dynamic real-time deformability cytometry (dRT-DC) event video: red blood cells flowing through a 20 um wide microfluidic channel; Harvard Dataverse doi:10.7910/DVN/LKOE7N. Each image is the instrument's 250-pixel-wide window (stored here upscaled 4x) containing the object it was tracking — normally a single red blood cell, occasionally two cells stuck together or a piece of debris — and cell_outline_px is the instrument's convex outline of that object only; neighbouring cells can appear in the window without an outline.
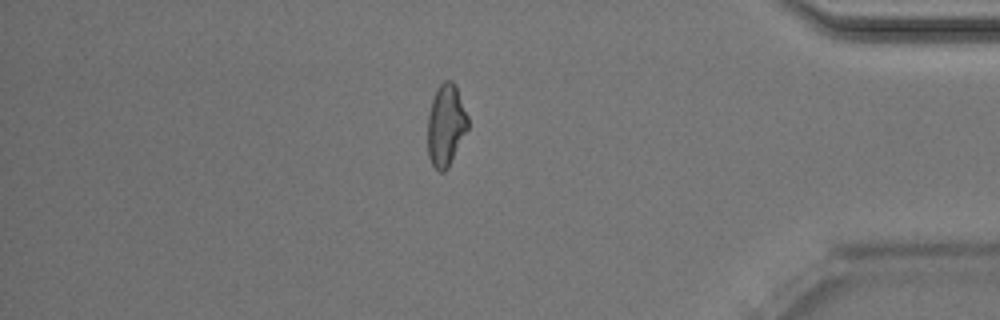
{"species": "Egyptian fruit bat (a non-hibernating species)", "species_latin": "Rousettus aegyptiacus", "temperature_condition": "room temperature", "stored_images_in_passage": 47, "camera_frame_rate_fps": 3000, "um_per_image_px": 0.085, "animal": {"sex": "male"}, "frame": {"image": 1, "passage_image": 40, "time_ms": 13.0, "image_size_px": [1000, 320], "cell_outline_px": [[468, 128], [448, 168], [444, 172], [440, 172], [432, 164], [428, 156], [428, 116], [432, 100], [436, 88], [444, 80], [452, 80], [456, 84], [468, 116]], "centroid_in_image_um": [37.91, 10.61], "position_along_channel_um": 397.3, "area_um2": 19.25}, "authors_computed_cell_mechanics": {"area_um2": 19.652, "velocity_mm_per_s": 4.0332, "shape_relaxation_time_tau1_ms": 5.3554, "shape_relaxation_time_tau2_ms": 1.9019, "deformation_change_tau1": 0.1897, "deformation_change_tau2": 0.0936}}